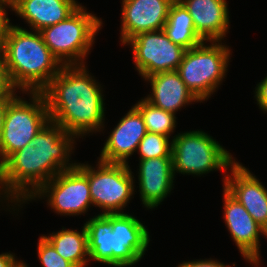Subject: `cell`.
Returning <instances> with one entry per match:
<instances>
[{
    "instance_id": "obj_8",
    "label": "cell",
    "mask_w": 267,
    "mask_h": 267,
    "mask_svg": "<svg viewBox=\"0 0 267 267\" xmlns=\"http://www.w3.org/2000/svg\"><path fill=\"white\" fill-rule=\"evenodd\" d=\"M31 101L15 96L7 106L0 139V165L24 146L50 121L42 92H27Z\"/></svg>"
},
{
    "instance_id": "obj_19",
    "label": "cell",
    "mask_w": 267,
    "mask_h": 267,
    "mask_svg": "<svg viewBox=\"0 0 267 267\" xmlns=\"http://www.w3.org/2000/svg\"><path fill=\"white\" fill-rule=\"evenodd\" d=\"M80 6L76 0H19L12 11L39 32L67 19Z\"/></svg>"
},
{
    "instance_id": "obj_24",
    "label": "cell",
    "mask_w": 267,
    "mask_h": 267,
    "mask_svg": "<svg viewBox=\"0 0 267 267\" xmlns=\"http://www.w3.org/2000/svg\"><path fill=\"white\" fill-rule=\"evenodd\" d=\"M37 251L43 267H75L71 262L62 258L43 235L39 238Z\"/></svg>"
},
{
    "instance_id": "obj_27",
    "label": "cell",
    "mask_w": 267,
    "mask_h": 267,
    "mask_svg": "<svg viewBox=\"0 0 267 267\" xmlns=\"http://www.w3.org/2000/svg\"><path fill=\"white\" fill-rule=\"evenodd\" d=\"M16 91L9 89L3 96H0V139L4 127L8 103L16 96Z\"/></svg>"
},
{
    "instance_id": "obj_7",
    "label": "cell",
    "mask_w": 267,
    "mask_h": 267,
    "mask_svg": "<svg viewBox=\"0 0 267 267\" xmlns=\"http://www.w3.org/2000/svg\"><path fill=\"white\" fill-rule=\"evenodd\" d=\"M173 174L203 175L214 170L227 172L236 162L231 153L202 130L178 133L172 138Z\"/></svg>"
},
{
    "instance_id": "obj_23",
    "label": "cell",
    "mask_w": 267,
    "mask_h": 267,
    "mask_svg": "<svg viewBox=\"0 0 267 267\" xmlns=\"http://www.w3.org/2000/svg\"><path fill=\"white\" fill-rule=\"evenodd\" d=\"M170 137L147 132L140 141L137 152L140 154V160H146L156 157H172V142Z\"/></svg>"
},
{
    "instance_id": "obj_1",
    "label": "cell",
    "mask_w": 267,
    "mask_h": 267,
    "mask_svg": "<svg viewBox=\"0 0 267 267\" xmlns=\"http://www.w3.org/2000/svg\"><path fill=\"white\" fill-rule=\"evenodd\" d=\"M76 138L49 121L28 145L0 165V197L20 207L59 172L74 168L77 163H69V158Z\"/></svg>"
},
{
    "instance_id": "obj_30",
    "label": "cell",
    "mask_w": 267,
    "mask_h": 267,
    "mask_svg": "<svg viewBox=\"0 0 267 267\" xmlns=\"http://www.w3.org/2000/svg\"><path fill=\"white\" fill-rule=\"evenodd\" d=\"M9 89L10 88L7 84L6 79H5L2 59H1V55H0V96H3Z\"/></svg>"
},
{
    "instance_id": "obj_4",
    "label": "cell",
    "mask_w": 267,
    "mask_h": 267,
    "mask_svg": "<svg viewBox=\"0 0 267 267\" xmlns=\"http://www.w3.org/2000/svg\"><path fill=\"white\" fill-rule=\"evenodd\" d=\"M84 225L88 235L89 261L108 266L135 265L145 255L150 242L146 226L127 213L98 214Z\"/></svg>"
},
{
    "instance_id": "obj_26",
    "label": "cell",
    "mask_w": 267,
    "mask_h": 267,
    "mask_svg": "<svg viewBox=\"0 0 267 267\" xmlns=\"http://www.w3.org/2000/svg\"><path fill=\"white\" fill-rule=\"evenodd\" d=\"M259 108L267 112V76L255 88V96Z\"/></svg>"
},
{
    "instance_id": "obj_22",
    "label": "cell",
    "mask_w": 267,
    "mask_h": 267,
    "mask_svg": "<svg viewBox=\"0 0 267 267\" xmlns=\"http://www.w3.org/2000/svg\"><path fill=\"white\" fill-rule=\"evenodd\" d=\"M134 107L142 115L147 132L170 137L176 128V116L161 108L153 106L145 99L138 101Z\"/></svg>"
},
{
    "instance_id": "obj_17",
    "label": "cell",
    "mask_w": 267,
    "mask_h": 267,
    "mask_svg": "<svg viewBox=\"0 0 267 267\" xmlns=\"http://www.w3.org/2000/svg\"><path fill=\"white\" fill-rule=\"evenodd\" d=\"M191 15L198 36L207 42L224 40L229 29L226 0H179Z\"/></svg>"
},
{
    "instance_id": "obj_12",
    "label": "cell",
    "mask_w": 267,
    "mask_h": 267,
    "mask_svg": "<svg viewBox=\"0 0 267 267\" xmlns=\"http://www.w3.org/2000/svg\"><path fill=\"white\" fill-rule=\"evenodd\" d=\"M224 222L242 257L254 266L260 264V235L267 238L262 228L245 207L223 187Z\"/></svg>"
},
{
    "instance_id": "obj_31",
    "label": "cell",
    "mask_w": 267,
    "mask_h": 267,
    "mask_svg": "<svg viewBox=\"0 0 267 267\" xmlns=\"http://www.w3.org/2000/svg\"><path fill=\"white\" fill-rule=\"evenodd\" d=\"M11 267H28V265L21 260L20 261L16 260Z\"/></svg>"
},
{
    "instance_id": "obj_20",
    "label": "cell",
    "mask_w": 267,
    "mask_h": 267,
    "mask_svg": "<svg viewBox=\"0 0 267 267\" xmlns=\"http://www.w3.org/2000/svg\"><path fill=\"white\" fill-rule=\"evenodd\" d=\"M57 253L75 267H85L89 261L88 235L85 225L80 232L64 229L49 236L43 235Z\"/></svg>"
},
{
    "instance_id": "obj_25",
    "label": "cell",
    "mask_w": 267,
    "mask_h": 267,
    "mask_svg": "<svg viewBox=\"0 0 267 267\" xmlns=\"http://www.w3.org/2000/svg\"><path fill=\"white\" fill-rule=\"evenodd\" d=\"M7 7L12 9L8 3L4 0H0V49L3 46L8 31L12 25L7 16V11L5 10Z\"/></svg>"
},
{
    "instance_id": "obj_6",
    "label": "cell",
    "mask_w": 267,
    "mask_h": 267,
    "mask_svg": "<svg viewBox=\"0 0 267 267\" xmlns=\"http://www.w3.org/2000/svg\"><path fill=\"white\" fill-rule=\"evenodd\" d=\"M185 51L177 72L186 87L200 101L208 100L226 77L231 54L222 41H212ZM206 44V45H205Z\"/></svg>"
},
{
    "instance_id": "obj_2",
    "label": "cell",
    "mask_w": 267,
    "mask_h": 267,
    "mask_svg": "<svg viewBox=\"0 0 267 267\" xmlns=\"http://www.w3.org/2000/svg\"><path fill=\"white\" fill-rule=\"evenodd\" d=\"M85 65H63L42 91L50 121L77 138L105 126L104 95Z\"/></svg>"
},
{
    "instance_id": "obj_29",
    "label": "cell",
    "mask_w": 267,
    "mask_h": 267,
    "mask_svg": "<svg viewBox=\"0 0 267 267\" xmlns=\"http://www.w3.org/2000/svg\"><path fill=\"white\" fill-rule=\"evenodd\" d=\"M17 259L13 253H2L0 254V267H11Z\"/></svg>"
},
{
    "instance_id": "obj_10",
    "label": "cell",
    "mask_w": 267,
    "mask_h": 267,
    "mask_svg": "<svg viewBox=\"0 0 267 267\" xmlns=\"http://www.w3.org/2000/svg\"><path fill=\"white\" fill-rule=\"evenodd\" d=\"M41 196H46L48 205L60 215H83L93 205L88 177L77 166L59 172L44 183L28 201L42 198Z\"/></svg>"
},
{
    "instance_id": "obj_15",
    "label": "cell",
    "mask_w": 267,
    "mask_h": 267,
    "mask_svg": "<svg viewBox=\"0 0 267 267\" xmlns=\"http://www.w3.org/2000/svg\"><path fill=\"white\" fill-rule=\"evenodd\" d=\"M146 133L142 115L132 106L106 139L98 159L108 163L128 164L129 156L137 151Z\"/></svg>"
},
{
    "instance_id": "obj_16",
    "label": "cell",
    "mask_w": 267,
    "mask_h": 267,
    "mask_svg": "<svg viewBox=\"0 0 267 267\" xmlns=\"http://www.w3.org/2000/svg\"><path fill=\"white\" fill-rule=\"evenodd\" d=\"M139 191L145 208H156L168 196L173 187L172 157H156L139 160Z\"/></svg>"
},
{
    "instance_id": "obj_5",
    "label": "cell",
    "mask_w": 267,
    "mask_h": 267,
    "mask_svg": "<svg viewBox=\"0 0 267 267\" xmlns=\"http://www.w3.org/2000/svg\"><path fill=\"white\" fill-rule=\"evenodd\" d=\"M102 20L80 6L67 19L42 29L44 43L62 65H85L84 60L102 29Z\"/></svg>"
},
{
    "instance_id": "obj_13",
    "label": "cell",
    "mask_w": 267,
    "mask_h": 267,
    "mask_svg": "<svg viewBox=\"0 0 267 267\" xmlns=\"http://www.w3.org/2000/svg\"><path fill=\"white\" fill-rule=\"evenodd\" d=\"M175 0H122L120 41L123 45L143 32L163 30Z\"/></svg>"
},
{
    "instance_id": "obj_11",
    "label": "cell",
    "mask_w": 267,
    "mask_h": 267,
    "mask_svg": "<svg viewBox=\"0 0 267 267\" xmlns=\"http://www.w3.org/2000/svg\"><path fill=\"white\" fill-rule=\"evenodd\" d=\"M136 70L142 78L167 71H175L186 51L173 43L163 30L143 32L128 40Z\"/></svg>"
},
{
    "instance_id": "obj_14",
    "label": "cell",
    "mask_w": 267,
    "mask_h": 267,
    "mask_svg": "<svg viewBox=\"0 0 267 267\" xmlns=\"http://www.w3.org/2000/svg\"><path fill=\"white\" fill-rule=\"evenodd\" d=\"M231 174L225 173L223 187L235 197L267 231V189L245 166L235 162L231 166Z\"/></svg>"
},
{
    "instance_id": "obj_21",
    "label": "cell",
    "mask_w": 267,
    "mask_h": 267,
    "mask_svg": "<svg viewBox=\"0 0 267 267\" xmlns=\"http://www.w3.org/2000/svg\"><path fill=\"white\" fill-rule=\"evenodd\" d=\"M163 31L173 43L186 50L204 42L194 28L191 15L179 0L171 4Z\"/></svg>"
},
{
    "instance_id": "obj_9",
    "label": "cell",
    "mask_w": 267,
    "mask_h": 267,
    "mask_svg": "<svg viewBox=\"0 0 267 267\" xmlns=\"http://www.w3.org/2000/svg\"><path fill=\"white\" fill-rule=\"evenodd\" d=\"M87 177L93 206L102 209L100 215L124 213L123 208L134 194V176L128 164L98 160L93 168L89 164L76 165Z\"/></svg>"
},
{
    "instance_id": "obj_3",
    "label": "cell",
    "mask_w": 267,
    "mask_h": 267,
    "mask_svg": "<svg viewBox=\"0 0 267 267\" xmlns=\"http://www.w3.org/2000/svg\"><path fill=\"white\" fill-rule=\"evenodd\" d=\"M5 79L10 89L42 92L62 68L40 32L11 25L0 49Z\"/></svg>"
},
{
    "instance_id": "obj_32",
    "label": "cell",
    "mask_w": 267,
    "mask_h": 267,
    "mask_svg": "<svg viewBox=\"0 0 267 267\" xmlns=\"http://www.w3.org/2000/svg\"><path fill=\"white\" fill-rule=\"evenodd\" d=\"M6 3H8L11 7L19 0H4Z\"/></svg>"
},
{
    "instance_id": "obj_28",
    "label": "cell",
    "mask_w": 267,
    "mask_h": 267,
    "mask_svg": "<svg viewBox=\"0 0 267 267\" xmlns=\"http://www.w3.org/2000/svg\"><path fill=\"white\" fill-rule=\"evenodd\" d=\"M178 267H231L229 265H225L217 260L213 259H200V260H193V261H184L182 264L178 265Z\"/></svg>"
},
{
    "instance_id": "obj_18",
    "label": "cell",
    "mask_w": 267,
    "mask_h": 267,
    "mask_svg": "<svg viewBox=\"0 0 267 267\" xmlns=\"http://www.w3.org/2000/svg\"><path fill=\"white\" fill-rule=\"evenodd\" d=\"M143 79L150 82L152 91L144 99L174 115L181 107L192 102H200L186 87L176 70L156 73Z\"/></svg>"
}]
</instances>
